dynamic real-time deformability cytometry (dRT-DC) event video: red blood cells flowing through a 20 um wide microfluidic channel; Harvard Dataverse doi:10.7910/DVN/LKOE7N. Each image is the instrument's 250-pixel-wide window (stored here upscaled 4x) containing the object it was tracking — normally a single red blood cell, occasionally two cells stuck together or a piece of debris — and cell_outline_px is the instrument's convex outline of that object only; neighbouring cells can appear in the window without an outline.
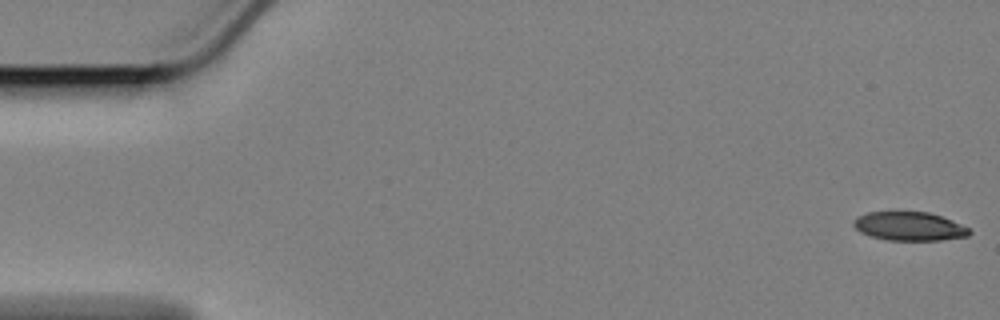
{"species": "Egyptian fruit bat (a non-hibernating species)", "species_latin": "Rousettus aegyptiacus", "temperature_condition": "cold", "stored_images_in_passage": 58, "camera_frame_rate_fps": 3000, "um_per_image_px": 0.085, "animal": {"sex": "female"}, "frame": {"image": 1, "passage_image": 1, "time_ms": 0.0, "image_size_px": [1000, 320], "cell_outline_px": [[972, 232], [968, 236], [940, 240], [888, 240], [872, 236], [860, 232], [852, 224], [852, 220], [856, 216], [868, 212], [928, 212], [952, 220], [968, 228]], "centroid_in_image_um": [77.26, 19.23], "position_along_channel_um": 7.7, "area_um2": 19.31}}
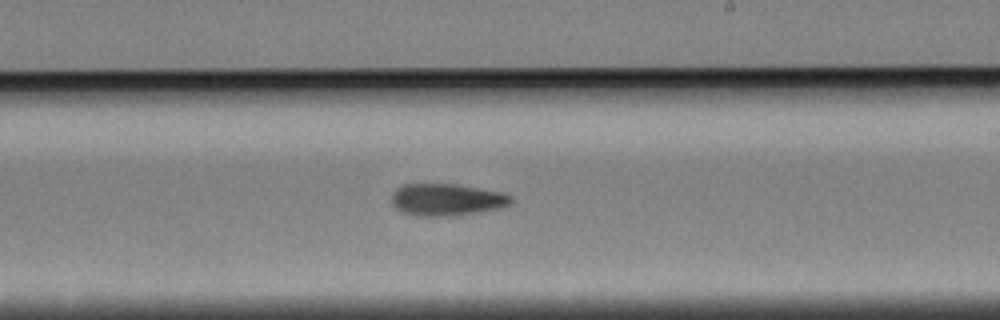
{"frame": {"image": 2, "passage_image": 34, "time_ms": 11.0, "image_size_px": [1000, 320], "cell_outline_px": [[512, 200], [508, 204], [500, 208], [480, 212], [452, 216], [416, 216], [404, 212], [396, 208], [392, 204], [392, 192], [396, 188], [404, 184], [456, 184], [504, 192], [512, 196]], "centroid_in_image_um": [37.97, 16.97], "position_along_channel_um": 251.0, "area_um2": 22.43}}
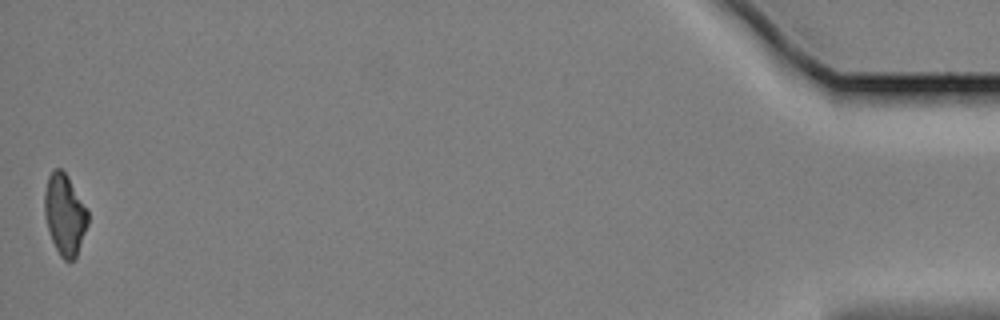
{"frame": {"image": 3, "passage_image": 58, "time_ms": 19.0, "image_size_px": [1000, 320], "cell_outline_px": [[88, 224], [76, 256], [72, 260], [64, 260], [60, 256], [52, 240], [44, 216], [44, 192], [48, 176], [52, 168], [60, 168], [68, 176], [88, 208]], "centroid_in_image_um": [5.5, 18.19], "position_along_channel_um": 429.7, "area_um2": 20.58}, "authors_computed_cell_mechanics": {"area_um2": 21.8484, "velocity_mm_per_s": 3.4082, "shape_relaxation_time_tau1_ms": 6.4813, "shape_relaxation_time_tau2_ms": null, "deformation_change_tau1": 0.1544, "deformation_change_tau2": null}}